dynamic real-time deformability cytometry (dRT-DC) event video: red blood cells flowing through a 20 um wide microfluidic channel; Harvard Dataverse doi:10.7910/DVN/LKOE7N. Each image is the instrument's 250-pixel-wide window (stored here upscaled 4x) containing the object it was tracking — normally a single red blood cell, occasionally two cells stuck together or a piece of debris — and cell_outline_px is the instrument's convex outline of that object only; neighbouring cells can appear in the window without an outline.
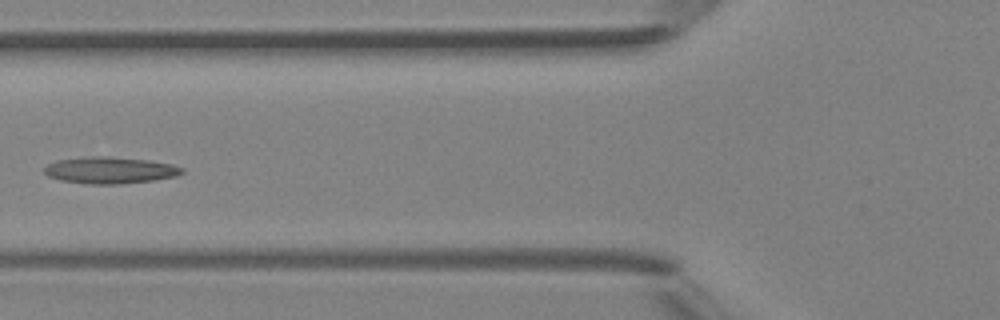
{"species": "Egyptian fruit bat (a non-hibernating species)", "species_latin": "Rousettus aegyptiacus", "temperature_condition": "room temperature", "stored_images_in_passage": 4, "camera_frame_rate_fps": 3000, "um_per_image_px": 0.085, "animal": {"sex": "female"}, "frame": {"image": 1, "passage_image": 4, "time_ms": 3.333, "image_size_px": [1000, 320], "cell_outline_px": [[184, 172], [176, 176], [156, 180], [120, 184], [88, 184], [60, 180], [48, 176], [44, 172], [44, 168], [48, 164], [56, 160], [92, 156], [148, 160], [172, 164], [184, 168]], "centroid_in_image_um": [9.36, 14.48], "position_along_channel_um": 116.4, "area_um2": 21.27}}